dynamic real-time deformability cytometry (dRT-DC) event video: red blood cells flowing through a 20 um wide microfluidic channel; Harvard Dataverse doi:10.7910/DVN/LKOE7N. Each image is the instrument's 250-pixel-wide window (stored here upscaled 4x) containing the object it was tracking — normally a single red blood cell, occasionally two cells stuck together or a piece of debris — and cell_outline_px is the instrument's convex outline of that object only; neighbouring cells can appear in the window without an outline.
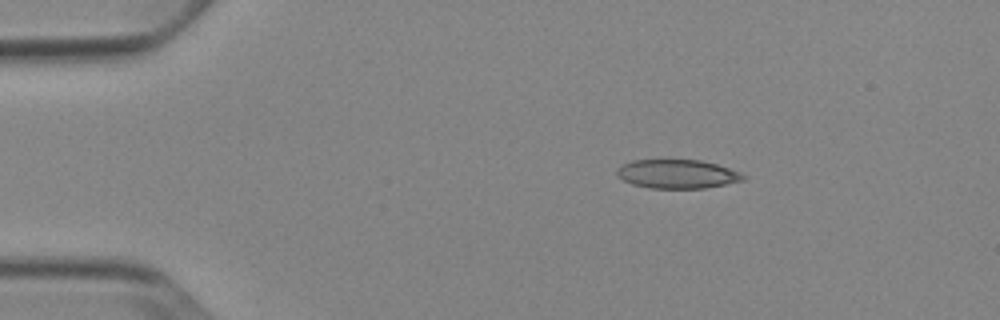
{"species": "Egyptian fruit bat (a non-hibernating species)", "species_latin": "Rousettus aegyptiacus", "temperature_condition": "cold", "stored_images_in_passage": 44, "camera_frame_rate_fps": 3000, "um_per_image_px": 0.085, "animal": {"sex": "female"}, "frame": {"image": 1, "passage_image": 1, "time_ms": 0.0, "image_size_px": [1000, 320], "cell_outline_px": [[748, 176], [744, 180], [704, 188], [648, 188], [632, 184], [616, 176], [616, 168], [620, 164], [632, 160], [700, 160], [716, 164], [740, 172]], "centroid_in_image_um": [57.52, 14.78], "position_along_channel_um": 27.5, "area_um2": 21.33}}
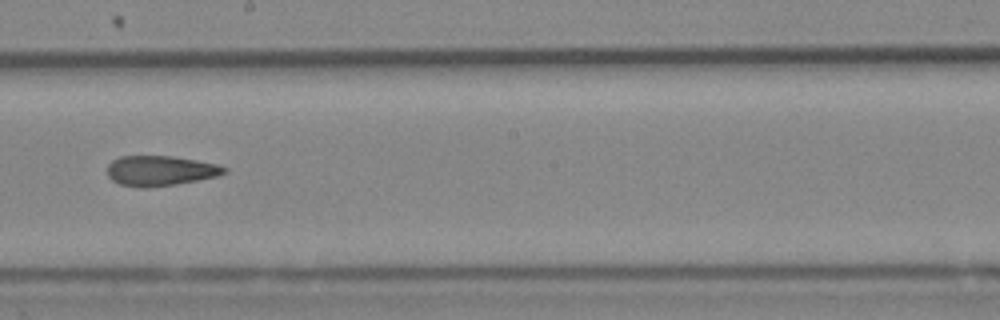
{"frame": {"image": 2, "passage_image": 22, "time_ms": 7.0, "image_size_px": [1000, 320], "cell_outline_px": [[228, 172], [216, 176], [176, 184], [148, 188], [140, 188], [120, 184], [112, 180], [108, 176], [108, 164], [112, 160], [120, 156], [172, 156], [196, 160], [216, 164], [228, 168]], "centroid_in_image_um": [13.61, 14.51], "position_along_channel_um": 234.6, "area_um2": 20.52}}
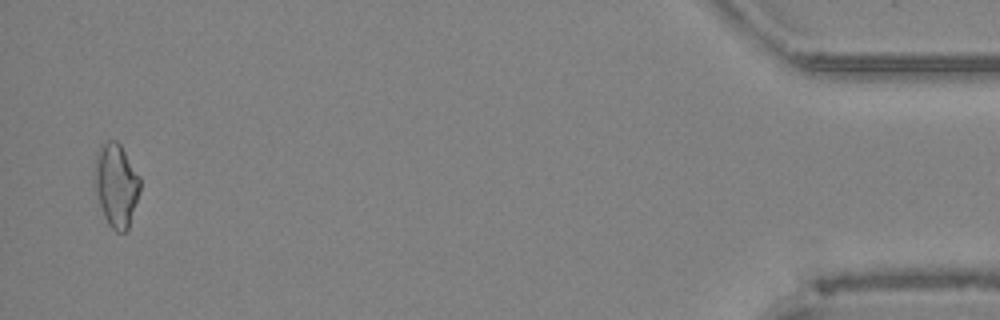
{"frame": {"image": 3, "passage_image": 43, "time_ms": 14.0, "image_size_px": [1000, 320], "cell_outline_px": [[140, 192], [128, 228], [124, 232], [116, 232], [108, 224], [104, 216], [96, 192], [92, 172], [96, 152], [100, 144], [108, 140], [116, 140], [120, 144], [140, 176]], "centroid_in_image_um": [9.85, 15.69], "position_along_channel_um": 425.4, "area_um2": 22.37}, "authors_computed_cell_mechanics": {"area_um2": 21.0681, "velocity_mm_per_s": 3.8945, "shape_relaxation_time_tau1_ms": null, "shape_relaxation_time_tau2_ms": 5.7146, "deformation_change_tau1": null, "deformation_change_tau2": 0.1591}}